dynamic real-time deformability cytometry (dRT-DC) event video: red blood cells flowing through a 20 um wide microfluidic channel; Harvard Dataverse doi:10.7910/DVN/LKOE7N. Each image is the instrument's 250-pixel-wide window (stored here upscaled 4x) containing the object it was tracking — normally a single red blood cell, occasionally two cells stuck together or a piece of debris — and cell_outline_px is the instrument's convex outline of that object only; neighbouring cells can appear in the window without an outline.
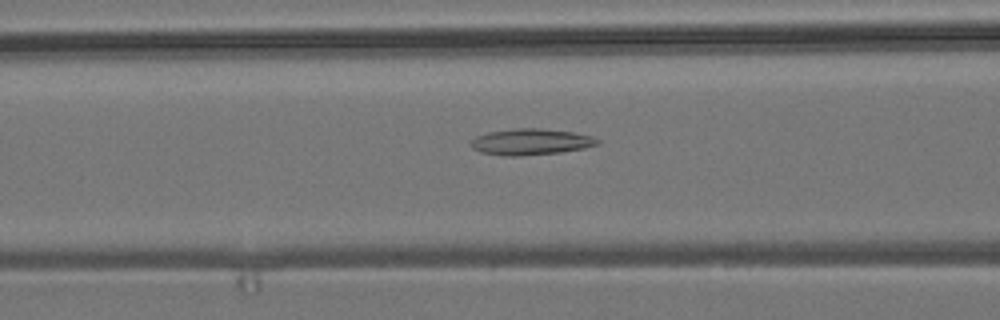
{"species": "common noctule bat (a hibernating species)", "species_latin": "Nyctalus noctula", "temperature_condition": "room temperature", "stored_images_in_passage": 39, "camera_frame_rate_fps": 3000, "um_per_image_px": 0.085, "animal": {"sex": "male", "body_mass_g": 19.2, "forearm_length_mm": 51.8}, "frame": {"image": 1, "passage_image": 11, "time_ms": 3.333, "image_size_px": [1000, 320], "cell_outline_px": [[600, 144], [584, 148], [560, 152], [520, 156], [500, 156], [480, 152], [472, 148], [468, 144], [476, 136], [488, 132], [516, 128], [540, 128], [572, 132], [592, 136], [600, 140]], "centroid_in_image_um": [45.09, 12.06], "position_along_channel_um": 121.5, "area_um2": 19.48}}
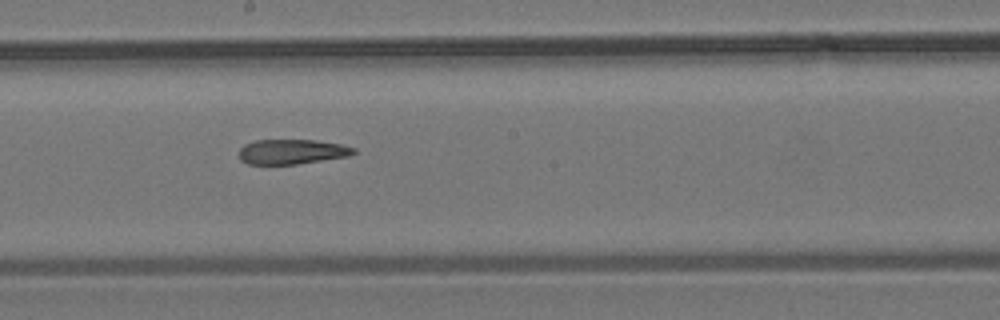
{"frame": {"image": 2, "passage_image": 19, "time_ms": 6.0, "image_size_px": [1000, 320], "cell_outline_px": [[356, 152], [348, 156], [296, 164], [248, 164], [240, 160], [240, 148], [244, 144], [256, 140], [316, 140], [340, 144], [356, 148]], "centroid_in_image_um": [24.8, 12.89], "position_along_channel_um": 223.4, "area_um2": 16.53}}
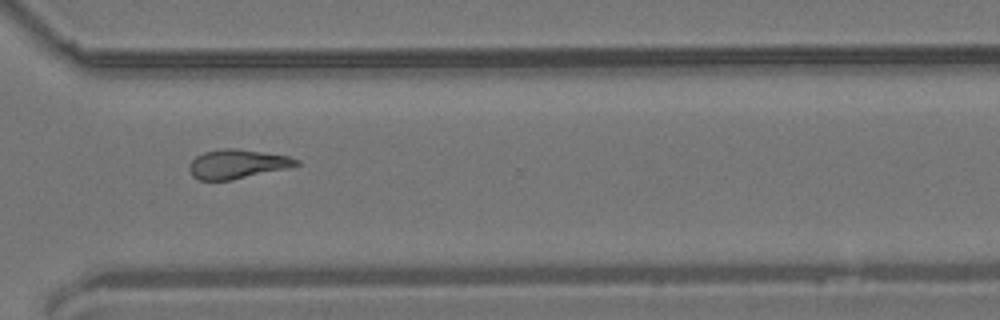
{"frame": {"image": 3, "passage_image": 29, "time_ms": 9.333, "image_size_px": [1000, 320], "cell_outline_px": [[300, 164], [288, 168], [232, 180], [200, 180], [192, 176], [188, 168], [188, 164], [196, 156], [204, 152], [220, 148], [236, 148], [288, 156], [300, 160]], "centroid_in_image_um": [20.14, 13.94], "position_along_channel_um": 350.5, "area_um2": 18.26}}